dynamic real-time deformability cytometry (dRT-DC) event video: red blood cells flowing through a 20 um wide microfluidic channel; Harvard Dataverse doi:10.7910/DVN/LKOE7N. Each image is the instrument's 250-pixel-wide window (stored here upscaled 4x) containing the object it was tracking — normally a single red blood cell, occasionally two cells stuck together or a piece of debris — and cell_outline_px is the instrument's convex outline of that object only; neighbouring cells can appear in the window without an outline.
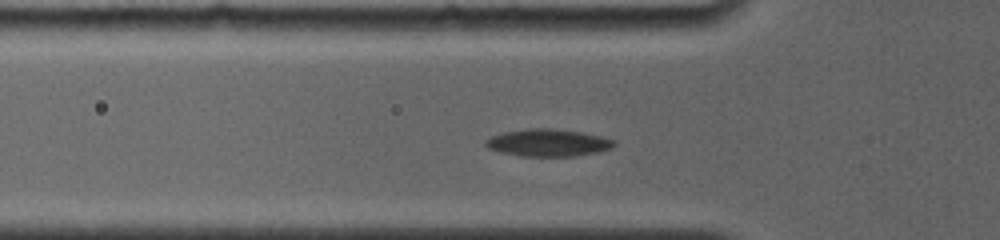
{"species": "common noctule bat (a hibernating species)", "species_latin": "Nyctalus noctula", "temperature_condition": "room temperature", "stored_images_in_passage": 45, "camera_frame_rate_fps": 4000, "um_per_image_px": 0.085, "animal": {"sex": "female", "body_mass_g": 19.0, "forearm_length_mm": 56.7}, "frame": {"image": 1, "passage_image": 2, "time_ms": 0.25, "image_size_px": [1000, 240], "cell_outline_px": [[616, 144], [612, 148], [600, 152], [572, 156], [520, 156], [500, 152], [488, 148], [484, 144], [484, 140], [492, 136], [504, 132], [528, 128], [552, 128], [580, 132], [600, 136], [616, 140]], "centroid_in_image_um": [46.59, 12.13], "position_along_channel_um": 79.2, "area_um2": 20.52}}
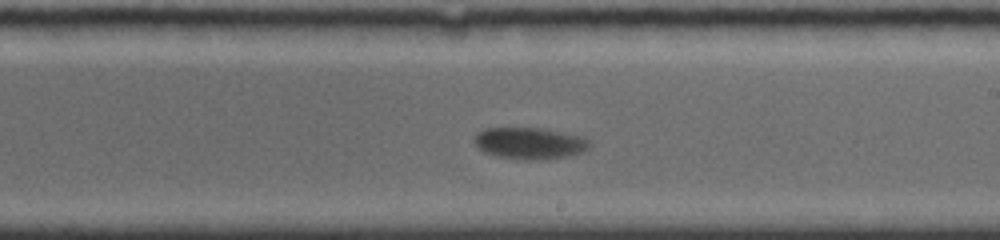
{"frame": {"image": 2, "passage_image": 20, "time_ms": 4.75, "image_size_px": [1000, 240], "cell_outline_px": [[592, 144], [588, 148], [580, 152], [568, 156], [544, 160], [524, 160], [500, 156], [484, 152], [472, 140], [476, 132], [484, 128], [540, 128], [584, 136]], "centroid_in_image_um": [45.02, 12.17], "position_along_channel_um": 244.0, "area_um2": 21.33}}
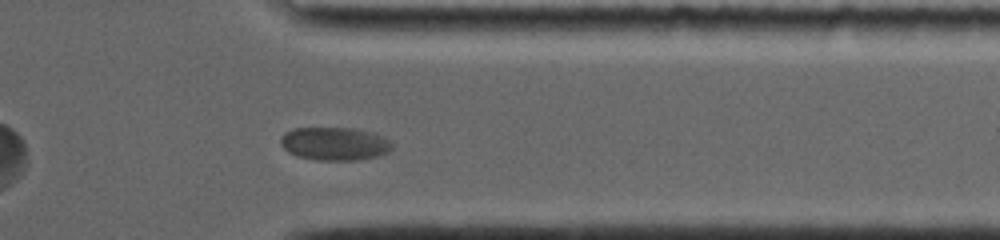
{"frame": {"image": 3, "passage_image": 35, "time_ms": 8.5, "image_size_px": [1000, 240], "cell_outline_px": [[392, 148], [388, 152], [376, 156], [360, 160], [316, 160], [296, 156], [288, 152], [280, 144], [280, 136], [284, 132], [292, 128], [356, 128], [376, 132], [392, 140]], "centroid_in_image_um": [28.46, 12.2], "position_along_channel_um": 382.9, "area_um2": 22.02}}